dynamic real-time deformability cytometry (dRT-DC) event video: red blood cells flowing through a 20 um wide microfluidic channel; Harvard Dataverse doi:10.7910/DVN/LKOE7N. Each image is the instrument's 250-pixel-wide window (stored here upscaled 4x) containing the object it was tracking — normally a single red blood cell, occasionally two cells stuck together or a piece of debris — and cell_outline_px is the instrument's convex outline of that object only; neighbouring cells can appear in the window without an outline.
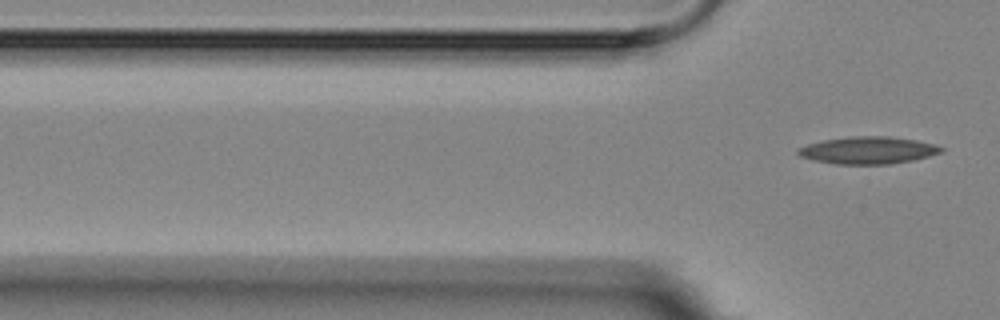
{"species": "Egyptian fruit bat (a non-hibernating species)", "species_latin": "Rousettus aegyptiacus", "temperature_condition": "room temperature", "stored_images_in_passage": 4, "segment_of_instrument_passage": [2, 2], "camera_frame_rate_fps": 3000, "um_per_image_px": 0.085, "animal": {"sex": "female"}, "frame": {"image": 1, "passage_image": 4, "time_ms": 3.667, "image_size_px": [1000, 320], "cell_outline_px": [[944, 148], [940, 152], [928, 156], [912, 160], [892, 164], [836, 164], [812, 160], [800, 156], [796, 152], [796, 148], [808, 144], [824, 140], [848, 136], [888, 136], [916, 140], [936, 144]], "centroid_in_image_um": [73.75, 12.77], "position_along_channel_um": 52.0, "area_um2": 22.77}}